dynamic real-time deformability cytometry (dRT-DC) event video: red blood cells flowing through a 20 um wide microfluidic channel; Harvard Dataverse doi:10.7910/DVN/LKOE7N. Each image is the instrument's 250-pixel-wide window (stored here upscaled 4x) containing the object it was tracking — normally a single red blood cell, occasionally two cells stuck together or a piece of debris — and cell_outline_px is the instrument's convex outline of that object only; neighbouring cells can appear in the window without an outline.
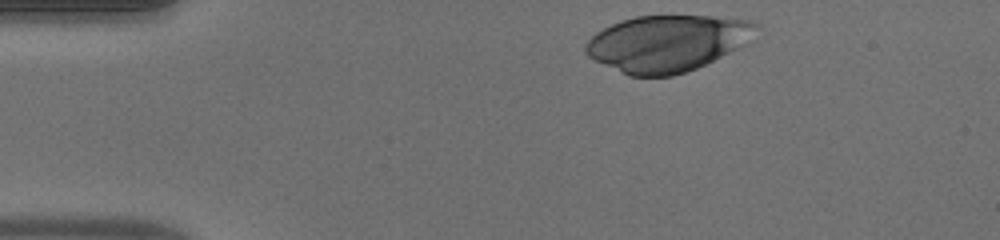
{"species": "human", "species_latin": "Homo sapiens", "temperature_condition": "warm", "stored_images_in_passage": 34, "camera_frame_rate_fps": 3000, "um_per_image_px": 0.085, "donor": {"sex": "male"}, "frame": {"image": 1, "passage_image": 1, "time_ms": 0.0, "image_size_px": [1000, 240], "cell_outline_px": [[764, 28], [744, 44], [696, 68], [672, 76], [628, 76], [592, 60], [584, 52], [584, 44], [596, 32], [620, 20], [636, 16], [708, 16], [752, 20], [760, 24]], "centroid_in_image_um": [56.71, 3.67], "position_along_channel_um": 28.3, "area_um2": 56.24}}
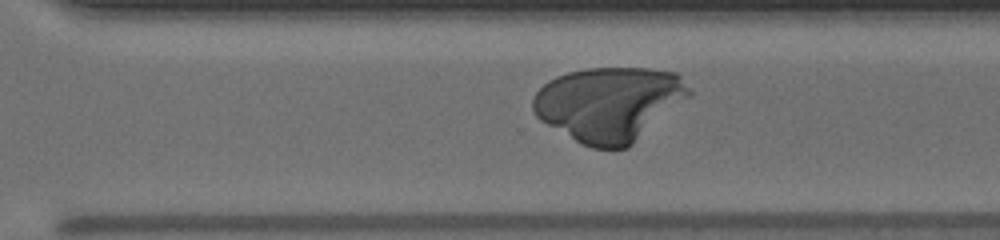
{"frame": {"image": 2, "passage_image": 28, "time_ms": 9.0, "image_size_px": [1000, 240], "cell_outline_px": [[692, 92], [688, 96], [628, 148], [592, 148], [576, 140], [540, 120], [536, 116], [532, 108], [532, 100], [536, 92], [548, 80], [556, 76], [568, 72], [588, 68], [652, 68], [676, 72], [680, 76]], "centroid_in_image_um": [51.75, 8.8], "position_along_channel_um": 318.9, "area_um2": 66.93}}
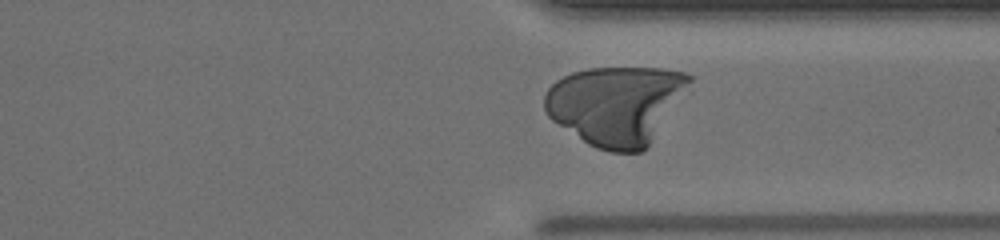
{"frame": {"image": 3, "passage_image": 31, "time_ms": 10.0, "image_size_px": [1000, 240], "cell_outline_px": [[692, 80], [648, 148], [640, 152], [608, 152], [596, 148], [588, 144], [552, 120], [548, 116], [544, 108], [544, 96], [548, 88], [556, 80], [572, 72], [588, 68], [660, 68], [688, 72], [692, 76]], "centroid_in_image_um": [52.34, 8.92], "position_along_channel_um": 359.1, "area_um2": 66.41}}